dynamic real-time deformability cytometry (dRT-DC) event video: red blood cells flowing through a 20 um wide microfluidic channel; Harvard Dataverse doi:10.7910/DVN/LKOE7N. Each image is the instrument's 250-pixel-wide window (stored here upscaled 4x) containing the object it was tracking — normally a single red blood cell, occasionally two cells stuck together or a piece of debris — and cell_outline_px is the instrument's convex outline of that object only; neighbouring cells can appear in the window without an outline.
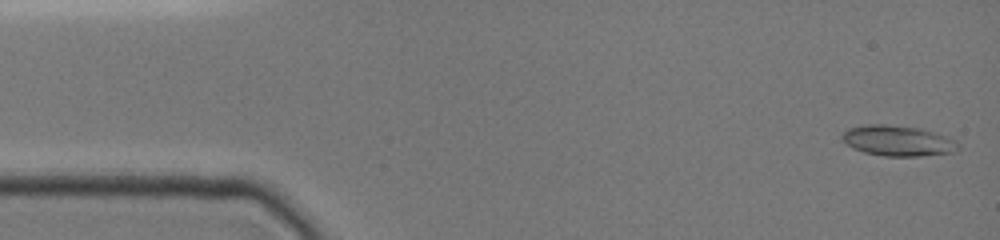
{"species": "common noctule bat (a hibernating species)", "species_latin": "Nyctalus noctula", "temperature_condition": "cold", "stored_images_in_passage": 47, "camera_frame_rate_fps": 3000, "um_per_image_px": 0.085, "animal": {"sex": "female", "body_mass_g": 19.0, "forearm_length_mm": 51.5}, "frame": {"image": 1, "passage_image": 1, "time_ms": 0.0, "image_size_px": [1000, 240], "cell_outline_px": [[960, 148], [956, 152], [920, 156], [884, 156], [864, 152], [852, 148], [840, 140], [840, 132], [848, 128], [868, 124], [884, 124], [916, 128], [948, 136], [956, 140], [960, 144]], "centroid_in_image_um": [76.29, 11.97], "position_along_channel_um": 8.7, "area_um2": 20.92}}
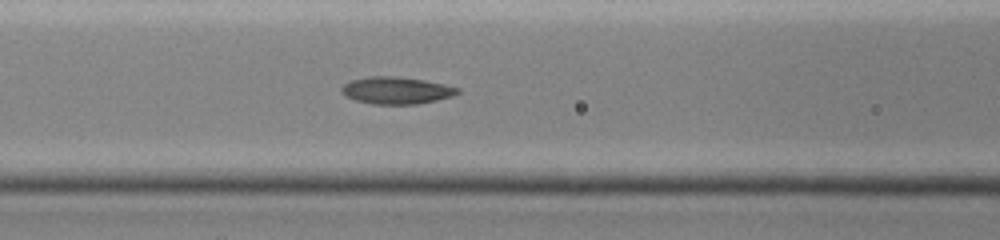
{"frame": {"image": 2, "passage_image": 19, "time_ms": 6.0, "image_size_px": [1000, 240], "cell_outline_px": [[460, 92], [452, 96], [420, 104], [372, 104], [356, 100], [344, 96], [340, 88], [344, 84], [352, 80], [372, 76], [388, 76], [424, 80], [444, 84], [460, 88]], "centroid_in_image_um": [33.69, 7.69], "position_along_channel_um": 132.9, "area_um2": 18.21}}
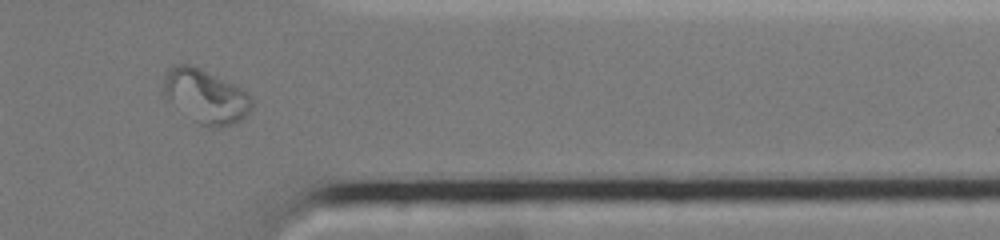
{"frame": {"image": 3, "passage_image": 39, "time_ms": 12.667, "image_size_px": [1000, 240], "cell_outline_px": [[252, 108], [240, 120], [232, 124], [220, 128], [208, 128], [192, 120], [164, 92], [164, 80], [168, 72], [176, 64], [192, 64], [240, 88], [252, 96]], "centroid_in_image_um": [17.54, 8.2], "position_along_channel_um": 393.9, "area_um2": 26.88}}